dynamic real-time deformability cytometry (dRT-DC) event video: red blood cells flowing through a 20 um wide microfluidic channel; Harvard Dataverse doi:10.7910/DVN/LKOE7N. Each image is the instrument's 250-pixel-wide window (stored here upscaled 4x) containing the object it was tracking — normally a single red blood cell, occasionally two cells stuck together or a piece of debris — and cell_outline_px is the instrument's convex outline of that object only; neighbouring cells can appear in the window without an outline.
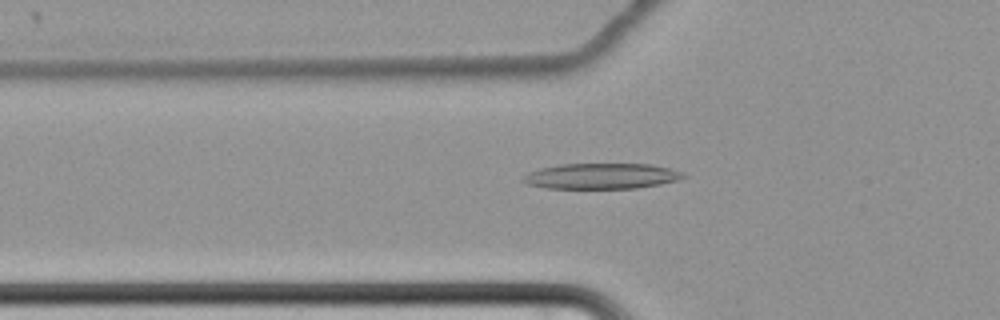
{"species": "common noctule bat (a hibernating species)", "species_latin": "Nyctalus noctula", "temperature_condition": "cold", "stored_images_in_passage": 66, "camera_frame_rate_fps": 3000, "um_per_image_px": 0.085, "animal": {"sex": "female", "body_mass_g": 22.7, "forearm_length_mm": 54.2}, "frame": {"image": 1, "passage_image": 27, "time_ms": 8.667, "image_size_px": [1000, 320], "cell_outline_px": [[688, 176], [676, 180], [660, 184], [636, 188], [544, 188], [528, 184], [520, 180], [528, 172], [540, 168], [560, 164], [652, 164], [684, 172]], "centroid_in_image_um": [51.11, 14.96], "position_along_channel_um": 74.7, "area_um2": 23.93}}
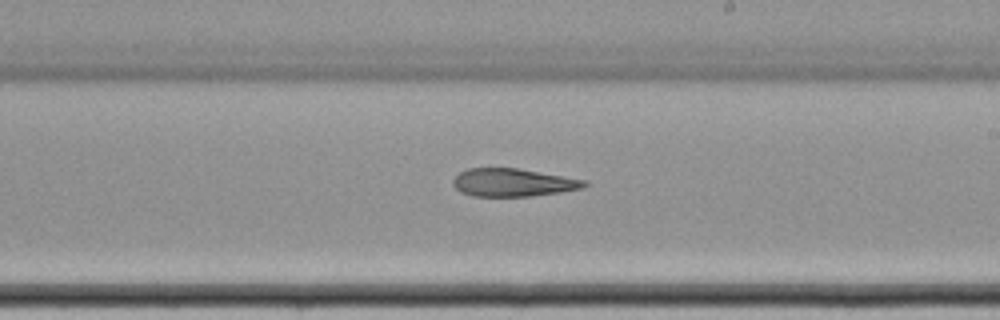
{"frame": {"image": 2, "passage_image": 42, "time_ms": 13.667, "image_size_px": [1000, 320], "cell_outline_px": [[588, 184], [584, 188], [560, 192], [532, 196], [472, 196], [460, 192], [452, 184], [452, 180], [460, 172], [468, 168], [516, 168], [588, 180]], "centroid_in_image_um": [43.61, 15.52], "position_along_channel_um": 245.4, "area_um2": 21.44}}
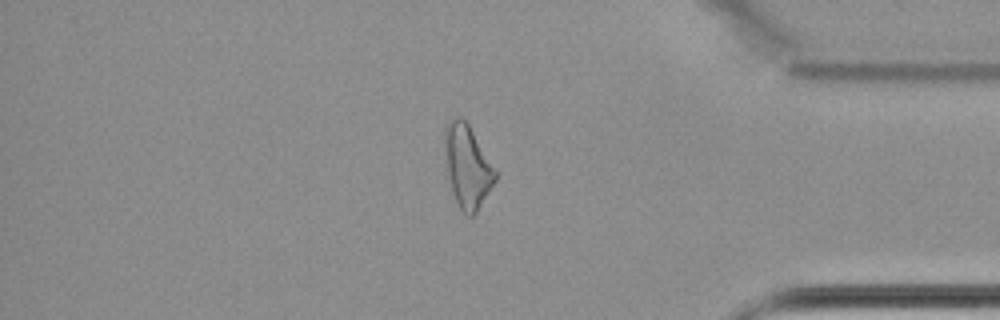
{"frame": {"image": 3, "passage_image": 57, "time_ms": 18.667, "image_size_px": [1000, 320], "cell_outline_px": [[500, 172], [496, 180], [476, 212], [472, 216], [464, 216], [452, 192], [448, 176], [444, 140], [444, 128], [456, 116], [460, 116], [468, 124]], "centroid_in_image_um": [39.77, 14.14], "position_along_channel_um": 395.4, "area_um2": 24.57}, "authors_computed_cell_mechanics": {"area_um2": 23.9003, "velocity_mm_per_s": 3.4437, "shape_relaxation_time_tau1_ms": null, "shape_relaxation_time_tau2_ms": 8.2671, "deformation_change_tau1": null, "deformation_change_tau2": 0.1992}}